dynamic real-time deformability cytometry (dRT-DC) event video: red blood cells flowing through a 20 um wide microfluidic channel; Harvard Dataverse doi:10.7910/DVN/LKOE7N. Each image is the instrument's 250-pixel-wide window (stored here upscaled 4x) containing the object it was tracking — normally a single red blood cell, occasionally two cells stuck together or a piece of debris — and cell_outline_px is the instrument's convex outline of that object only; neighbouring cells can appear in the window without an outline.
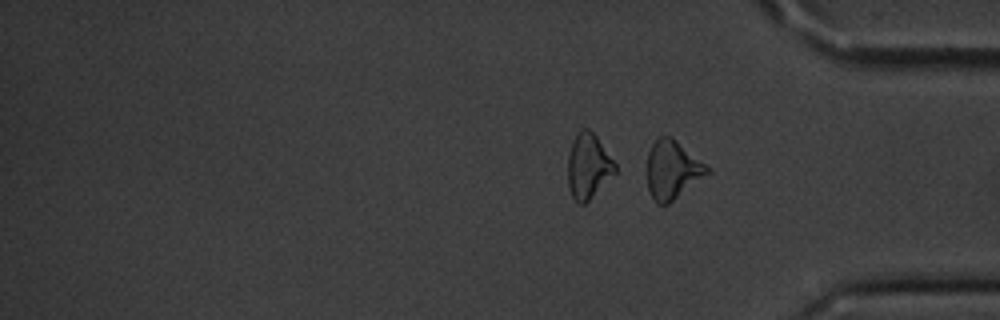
{"species": "common noctule bat (a hibernating species)", "species_latin": "Nyctalus noctula", "temperature_condition": "cold", "stored_images_in_passage": 16, "segment_of_instrument_passage": [2, 2], "camera_frame_rate_fps": 3000, "um_per_image_px": 0.085, "animal": {"sex": "male", "body_mass_g": 20.1, "forearm_length_mm": 53.5}, "frame": {"image": 1, "passage_image": 16, "time_ms": 5.0, "image_size_px": [1000, 320], "cell_outline_px": [[712, 172], [668, 204], [656, 204], [648, 188], [648, 152], [652, 144], [660, 136], [672, 136], [712, 168]], "centroid_in_image_um": [57.21, 14.42], "position_along_channel_um": 378.0, "area_um2": 20.69}}